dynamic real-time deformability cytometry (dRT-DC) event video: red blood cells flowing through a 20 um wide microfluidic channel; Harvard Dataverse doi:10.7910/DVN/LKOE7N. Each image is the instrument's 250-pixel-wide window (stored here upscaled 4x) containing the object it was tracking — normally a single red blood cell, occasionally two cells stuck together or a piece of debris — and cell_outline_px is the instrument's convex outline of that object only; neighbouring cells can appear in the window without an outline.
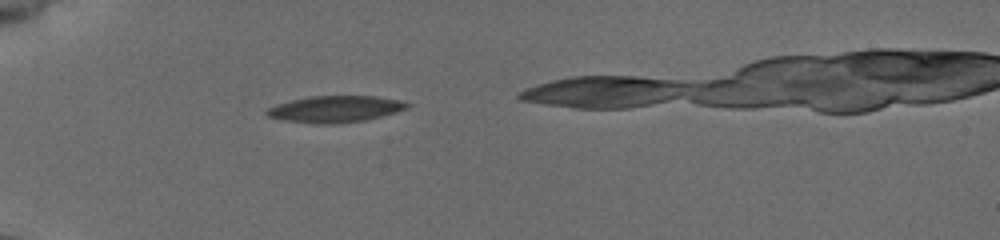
{"species": "common noctule bat (a hibernating species)", "species_latin": "Nyctalus noctula", "temperature_condition": "cold", "stored_images_in_passage": 34, "camera_frame_rate_fps": 3000, "um_per_image_px": 0.085, "animal": {"sex": "female", "body_mass_g": 19.5, "forearm_length_mm": 54.1}, "frame": {"image": 1, "passage_image": 3, "time_ms": 0.667, "image_size_px": [1000, 240], "cell_outline_px": [[412, 104], [408, 108], [396, 112], [364, 120], [332, 124], [316, 124], [284, 120], [268, 116], [264, 112], [268, 108], [276, 104], [308, 96], [376, 96], [396, 100]], "centroid_in_image_um": [28.47, 9.27], "position_along_channel_um": 56.5, "area_um2": 21.56}}
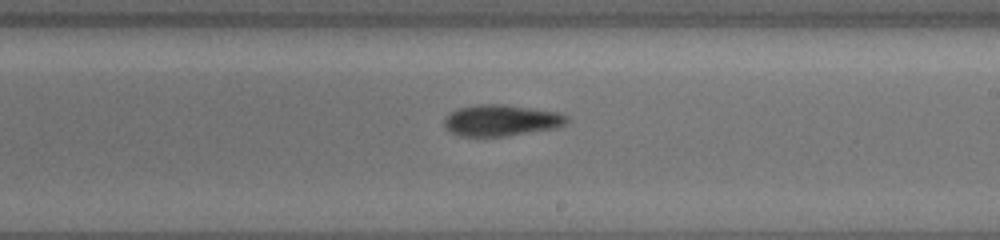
{"frame": {"image": 2, "passage_image": 19, "time_ms": 6.0, "image_size_px": [1000, 240], "cell_outline_px": [[568, 120], [564, 124], [552, 128], [504, 136], [460, 136], [452, 132], [444, 124], [444, 120], [452, 112], [460, 108], [476, 104], [508, 104], [556, 112], [568, 116]], "centroid_in_image_um": [42.6, 10.22], "position_along_channel_um": 246.4, "area_um2": 21.91}}
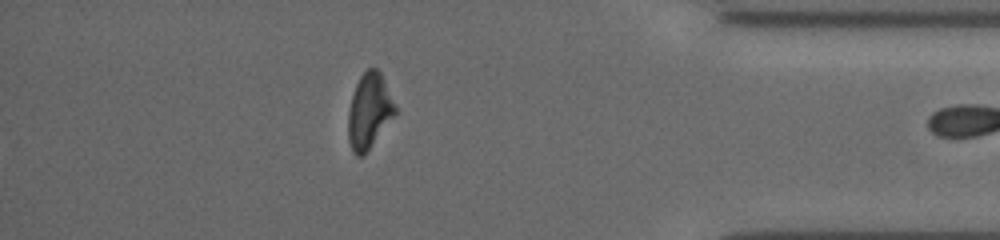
{"frame": {"image": 3, "passage_image": 33, "time_ms": 10.667, "image_size_px": [1000, 240], "cell_outline_px": [[396, 112], [364, 156], [356, 156], [352, 152], [348, 140], [348, 112], [352, 96], [356, 84], [360, 76], [368, 68], [376, 68], [380, 72], [396, 104]], "centroid_in_image_um": [31.37, 9.45], "position_along_channel_um": 403.8, "area_um2": 20.46}}